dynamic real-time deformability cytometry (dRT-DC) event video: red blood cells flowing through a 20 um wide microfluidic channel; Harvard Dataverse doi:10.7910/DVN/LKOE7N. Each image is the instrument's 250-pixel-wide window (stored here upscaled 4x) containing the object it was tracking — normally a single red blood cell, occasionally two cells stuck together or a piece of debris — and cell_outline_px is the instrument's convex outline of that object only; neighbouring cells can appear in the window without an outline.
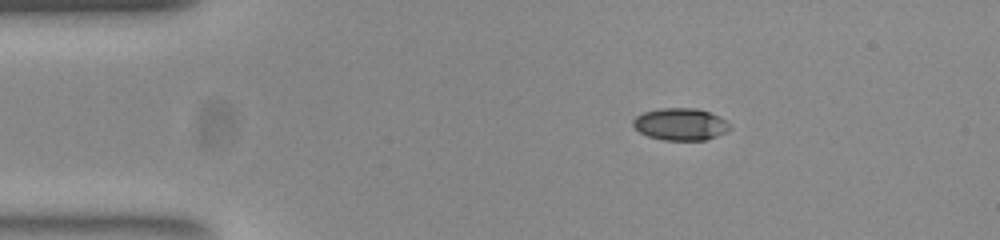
{"species": "common noctule bat (a hibernating species)", "species_latin": "Nyctalus noctula", "temperature_condition": "room temperature", "stored_images_in_passage": 45, "camera_frame_rate_fps": 3000, "um_per_image_px": 0.085, "animal": {"sex": "female", "body_mass_g": 23.0, "forearm_length_mm": 53.4}, "frame": {"image": 1, "passage_image": 1, "time_ms": 0.0, "image_size_px": [1000, 240], "cell_outline_px": [[732, 128], [728, 132], [704, 140], [664, 140], [648, 136], [640, 132], [632, 124], [632, 120], [636, 116], [644, 112], [660, 108], [696, 108], [708, 112], [724, 120]], "centroid_in_image_um": [57.82, 10.56], "position_along_channel_um": 27.2, "area_um2": 17.98}}
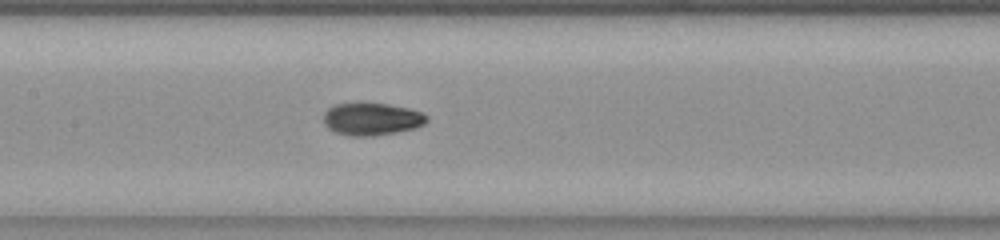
{"frame": {"image": 2, "passage_image": 17, "time_ms": 5.333, "image_size_px": [1000, 240], "cell_outline_px": [[428, 120], [424, 124], [412, 128], [396, 132], [372, 136], [352, 136], [336, 132], [328, 128], [324, 124], [324, 112], [332, 104], [356, 100], [364, 100], [388, 104], [408, 108], [420, 112], [428, 116]], "centroid_in_image_um": [31.53, 10.06], "position_along_channel_um": 175.9, "area_um2": 20.17}}
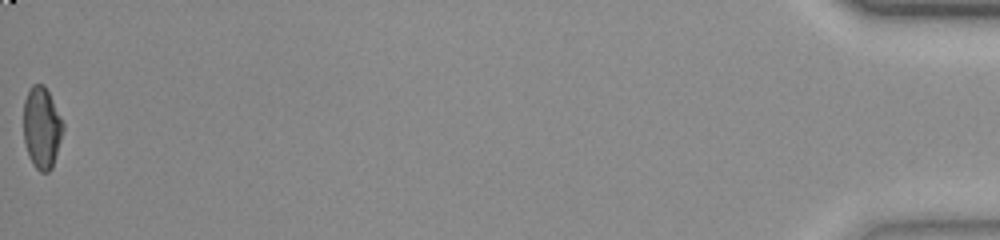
{"frame": {"image": 3, "passage_image": 45, "time_ms": 14.667, "image_size_px": [1000, 240], "cell_outline_px": [[64, 128], [52, 168], [48, 172], [40, 172], [32, 164], [28, 156], [24, 144], [24, 100], [32, 84], [44, 84], [64, 124]], "centroid_in_image_um": [3.54, 10.88], "position_along_channel_um": 431.7, "area_um2": 18.73}, "authors_computed_cell_mechanics": {"area_um2": 18.9006, "velocity_mm_per_s": 3.8828, "shape_relaxation_time_tau1_ms": 6.6417, "shape_relaxation_time_tau2_ms": 1.9656, "deformation_change_tau1": 0.2009, "deformation_change_tau2": 0.0574}}